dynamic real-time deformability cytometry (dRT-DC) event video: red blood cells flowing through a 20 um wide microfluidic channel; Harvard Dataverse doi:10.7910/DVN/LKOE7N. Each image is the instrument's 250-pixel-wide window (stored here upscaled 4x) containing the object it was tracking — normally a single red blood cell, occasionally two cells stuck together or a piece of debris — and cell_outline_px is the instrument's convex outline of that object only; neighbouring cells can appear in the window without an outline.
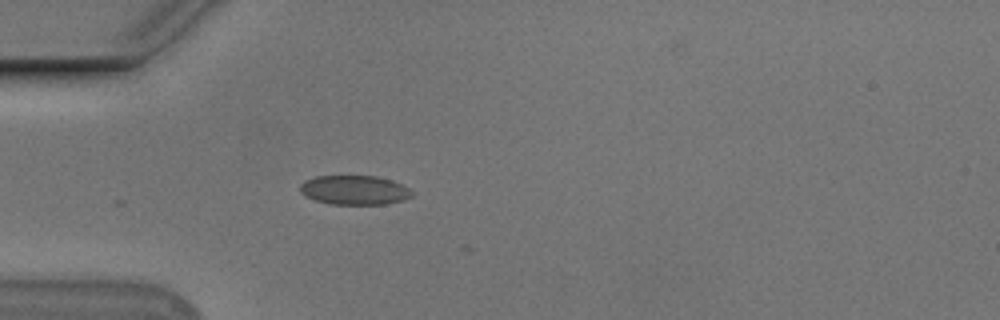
{"species": "Egyptian fruit bat (a non-hibernating species)", "species_latin": "Rousettus aegyptiacus", "temperature_condition": "cold", "stored_images_in_passage": 5, "camera_frame_rate_fps": 3000, "um_per_image_px": 0.085, "animal": {"sex": "male"}, "frame": {"image": 1, "passage_image": 1, "time_ms": 0.0, "image_size_px": [1000, 320], "cell_outline_px": [[412, 196], [404, 200], [384, 204], [332, 204], [316, 200], [300, 192], [300, 184], [304, 180], [316, 176], [376, 176], [392, 180], [408, 188], [412, 192]], "centroid_in_image_um": [30.13, 16.15], "position_along_channel_um": 54.9, "area_um2": 18.96}}